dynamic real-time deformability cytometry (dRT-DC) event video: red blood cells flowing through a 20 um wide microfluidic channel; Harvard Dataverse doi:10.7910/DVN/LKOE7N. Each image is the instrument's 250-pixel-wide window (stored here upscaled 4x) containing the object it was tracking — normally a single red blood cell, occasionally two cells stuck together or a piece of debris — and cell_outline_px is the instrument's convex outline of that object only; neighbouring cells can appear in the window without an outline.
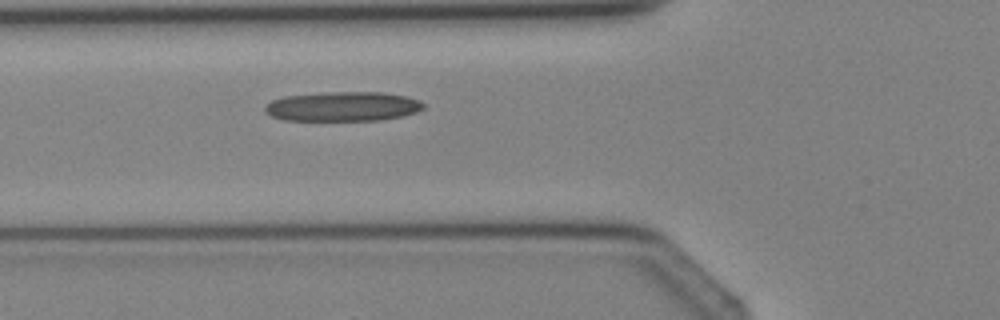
{"species": "Egyptian fruit bat (a non-hibernating species)", "species_latin": "Rousettus aegyptiacus", "temperature_condition": "cold", "stored_images_in_passage": 4, "camera_frame_rate_fps": 3000, "um_per_image_px": 0.085, "animal": {"sex": "female"}, "frame": {"image": 1, "passage_image": 4, "time_ms": 3.667, "image_size_px": [1000, 320], "cell_outline_px": [[424, 108], [416, 112], [404, 116], [380, 120], [284, 120], [272, 116], [264, 112], [264, 108], [272, 100], [284, 96], [324, 92], [380, 92], [408, 96], [420, 100], [424, 104]], "centroid_in_image_um": [29.16, 9.04], "position_along_channel_um": 96.6, "area_um2": 27.4}}